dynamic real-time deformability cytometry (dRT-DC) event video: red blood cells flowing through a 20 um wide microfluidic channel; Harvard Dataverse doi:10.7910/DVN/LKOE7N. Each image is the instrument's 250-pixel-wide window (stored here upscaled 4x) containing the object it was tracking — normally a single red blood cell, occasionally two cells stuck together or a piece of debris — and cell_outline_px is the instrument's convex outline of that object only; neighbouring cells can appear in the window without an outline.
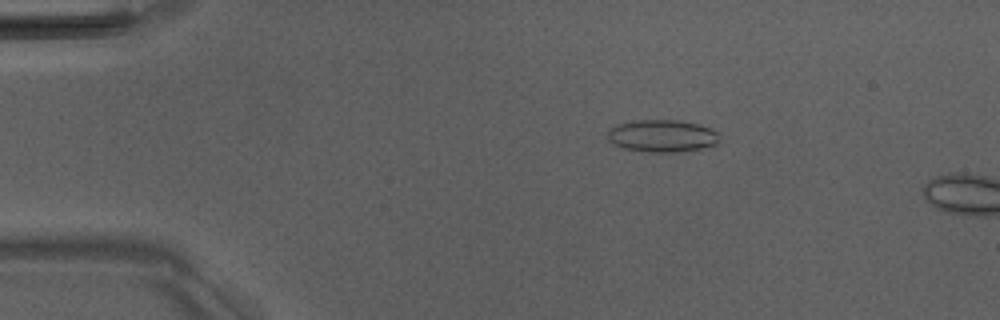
{"species": "Egyptian fruit bat (a non-hibernating species)", "species_latin": "Rousettus aegyptiacus", "temperature_condition": "room temperature", "stored_images_in_passage": 7, "camera_frame_rate_fps": 3000, "um_per_image_px": 0.085, "animal": {"sex": "male"}, "frame": {"image": 1, "passage_image": 3, "time_ms": 2.333, "image_size_px": [1000, 320], "cell_outline_px": [[720, 144], [684, 152], [648, 152], [624, 148], [608, 140], [608, 128], [616, 124], [636, 120], [680, 120], [700, 124], [712, 128], [716, 132], [720, 140]], "centroid_in_image_um": [56.32, 11.55], "position_along_channel_um": 28.7, "area_um2": 21.39}}
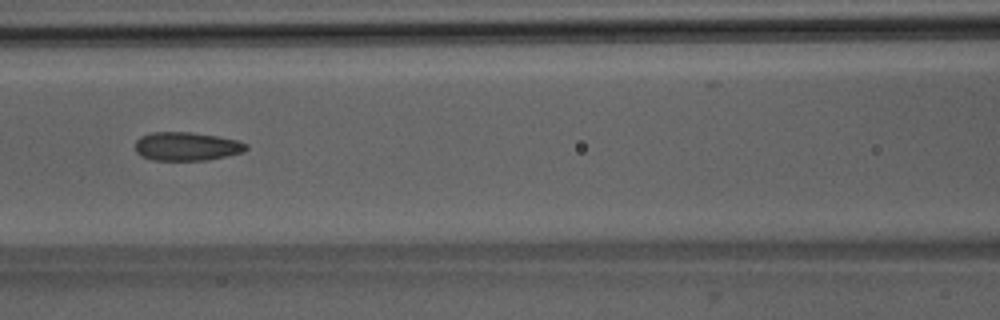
{"frame": {"image": 2, "passage_image": 7, "time_ms": 7.0, "image_size_px": [1000, 320], "cell_outline_px": [[248, 148], [244, 152], [208, 160], [152, 160], [140, 156], [136, 152], [136, 140], [140, 136], [152, 132], [192, 132], [216, 136], [236, 140], [248, 144]], "centroid_in_image_um": [15.86, 12.44], "position_along_channel_um": 150.7, "area_um2": 18.55}}